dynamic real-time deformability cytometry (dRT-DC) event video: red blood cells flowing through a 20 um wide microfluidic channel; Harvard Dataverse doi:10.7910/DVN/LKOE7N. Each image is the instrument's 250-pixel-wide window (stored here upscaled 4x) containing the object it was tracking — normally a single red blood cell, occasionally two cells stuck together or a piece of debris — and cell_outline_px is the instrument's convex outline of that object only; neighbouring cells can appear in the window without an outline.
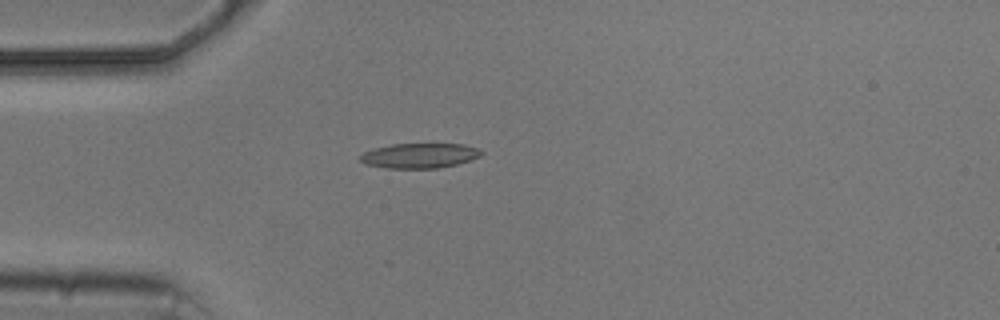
{"species": "common noctule bat (a hibernating species)", "species_latin": "Nyctalus noctula", "temperature_condition": "cold", "stored_images_in_passage": 4, "camera_frame_rate_fps": 3000, "um_per_image_px": 0.085, "animal": {"sex": "male", "body_mass_g": 20.5, "forearm_length_mm": 52.5}, "frame": {"image": 1, "passage_image": 4, "time_ms": 4.333, "image_size_px": [1000, 320], "cell_outline_px": [[484, 152], [480, 156], [456, 164], [436, 168], [384, 168], [364, 164], [360, 160], [360, 156], [364, 152], [376, 148], [392, 144], [464, 144], [480, 148]], "centroid_in_image_um": [35.67, 13.22], "position_along_channel_um": 49.3, "area_um2": 17.51}}